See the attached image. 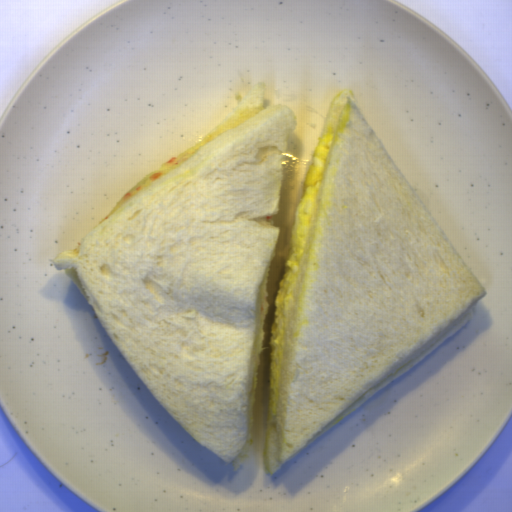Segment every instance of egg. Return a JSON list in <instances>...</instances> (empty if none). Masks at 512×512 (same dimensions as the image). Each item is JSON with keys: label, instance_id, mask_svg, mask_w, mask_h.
Wrapping results in <instances>:
<instances>
[{"label": "egg", "instance_id": "d2b9013d", "mask_svg": "<svg viewBox=\"0 0 512 512\" xmlns=\"http://www.w3.org/2000/svg\"><path fill=\"white\" fill-rule=\"evenodd\" d=\"M332 135L333 132H327L318 139L312 161L305 175L302 200L295 213L291 244L275 297L269 332V421L276 417L281 362L293 290L319 199Z\"/></svg>", "mask_w": 512, "mask_h": 512}]
</instances>
